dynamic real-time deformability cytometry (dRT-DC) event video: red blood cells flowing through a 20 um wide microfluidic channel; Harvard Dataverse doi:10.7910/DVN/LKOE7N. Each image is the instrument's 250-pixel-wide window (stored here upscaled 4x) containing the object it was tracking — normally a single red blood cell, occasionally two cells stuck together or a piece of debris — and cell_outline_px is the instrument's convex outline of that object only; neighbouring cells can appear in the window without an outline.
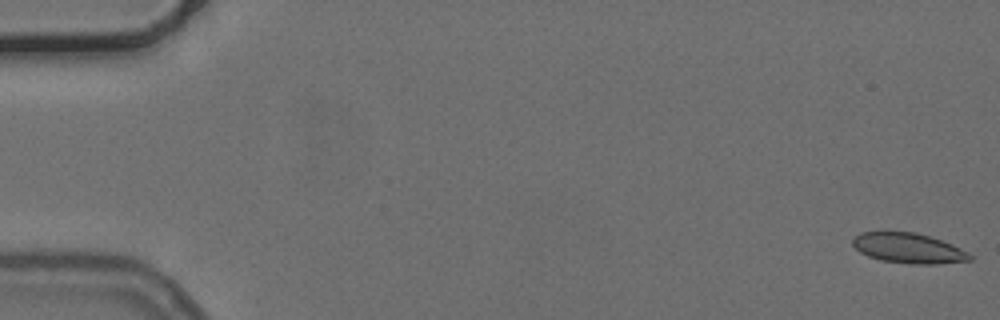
{"species": "common noctule bat (a hibernating species)", "species_latin": "Nyctalus noctula", "temperature_condition": "cold", "stored_images_in_passage": 18, "camera_frame_rate_fps": 3000, "um_per_image_px": 0.085, "animal": {"sex": "female", "body_mass_g": 24.6, "forearm_length_mm": 56.2}, "frame": {"image": 1, "passage_image": 1, "time_ms": 0.0, "image_size_px": [1000, 320], "cell_outline_px": [[972, 260], [936, 264], [912, 264], [880, 260], [868, 256], [860, 252], [852, 244], [852, 240], [860, 232], [912, 232], [928, 236], [952, 244], [968, 252], [972, 256]], "centroid_in_image_um": [77.22, 21.1], "position_along_channel_um": 7.8, "area_um2": 20.4}}
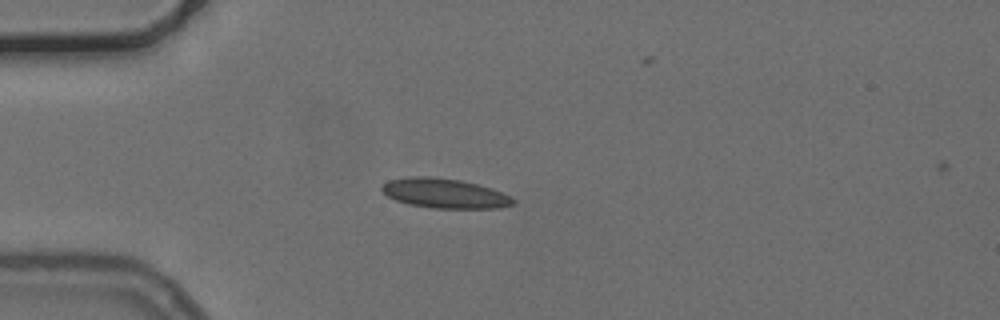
{"frame": {"image": 2, "passage_image": 15, "time_ms": 4.667, "image_size_px": [1000, 320], "cell_outline_px": [[516, 204], [500, 208], [432, 208], [408, 204], [396, 200], [388, 196], [380, 188], [388, 180], [408, 176], [428, 176], [460, 180], [492, 188], [512, 196], [516, 200]], "centroid_in_image_um": [37.83, 16.43], "position_along_channel_um": 47.2, "area_um2": 22.83}}